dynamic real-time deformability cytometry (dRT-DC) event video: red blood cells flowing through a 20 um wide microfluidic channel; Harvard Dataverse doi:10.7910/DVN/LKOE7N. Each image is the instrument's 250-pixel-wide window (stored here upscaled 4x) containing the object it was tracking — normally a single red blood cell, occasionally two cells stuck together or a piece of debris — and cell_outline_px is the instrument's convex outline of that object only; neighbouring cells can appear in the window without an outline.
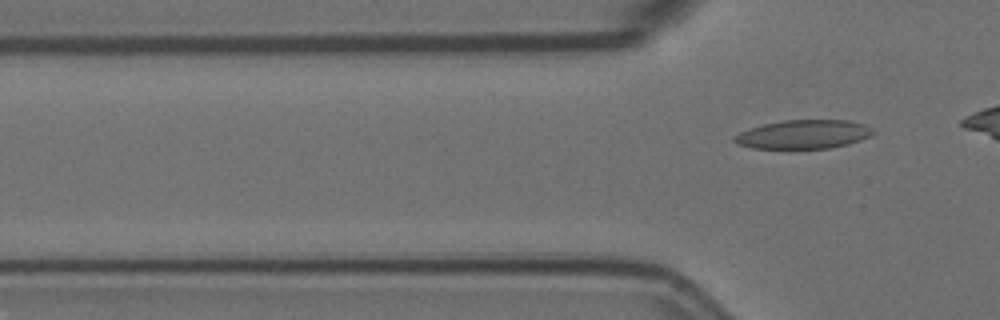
{"species": "Egyptian fruit bat (a non-hibernating species)", "species_latin": "Rousettus aegyptiacus", "temperature_condition": "room temperature", "stored_images_in_passage": 3, "camera_frame_rate_fps": 3000, "um_per_image_px": 0.085, "animal": {"sex": "female"}, "frame": {"image": 1, "passage_image": 3, "time_ms": 0.667, "image_size_px": [1000, 320], "cell_outline_px": [[876, 132], [860, 140], [848, 144], [828, 148], [752, 148], [736, 144], [732, 140], [732, 136], [740, 132], [764, 124], [780, 120], [848, 120], [864, 124], [872, 128]], "centroid_in_image_um": [68.28, 11.41], "position_along_channel_um": 57.5, "area_um2": 23.24}}